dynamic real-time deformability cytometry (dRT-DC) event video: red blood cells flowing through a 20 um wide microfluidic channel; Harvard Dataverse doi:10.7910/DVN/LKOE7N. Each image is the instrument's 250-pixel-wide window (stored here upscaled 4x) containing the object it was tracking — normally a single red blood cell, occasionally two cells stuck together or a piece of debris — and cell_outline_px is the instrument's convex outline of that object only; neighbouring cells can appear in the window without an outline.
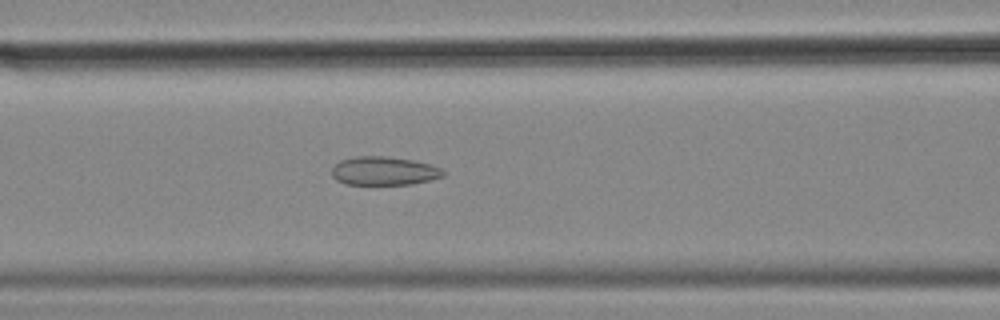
{"species": "common noctule bat (a hibernating species)", "species_latin": "Nyctalus noctula", "temperature_condition": "cold", "stored_images_in_passage": 45, "camera_frame_rate_fps": 3000, "um_per_image_px": 0.085, "animal": {"sex": "female", "body_mass_g": 18.4}, "frame": {"image": 1, "passage_image": 16, "time_ms": 5.0, "image_size_px": [1000, 320], "cell_outline_px": [[444, 176], [412, 184], [348, 184], [336, 180], [332, 176], [332, 168], [340, 160], [356, 156], [384, 156], [412, 160], [432, 164], [440, 168], [444, 172]], "centroid_in_image_um": [32.63, 14.52], "position_along_channel_um": 134.0, "area_um2": 18.44}}
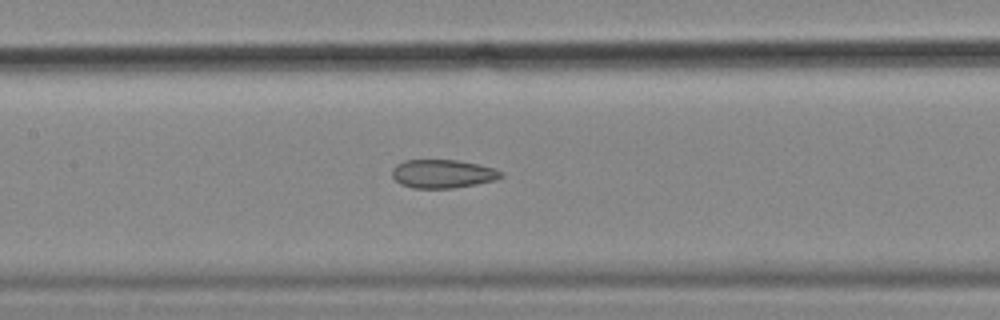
{"frame": {"image": 2, "passage_image": 19, "time_ms": 6.0, "image_size_px": [1000, 320], "cell_outline_px": [[504, 176], [496, 180], [476, 184], [452, 188], [412, 188], [400, 184], [392, 176], [392, 168], [396, 164], [404, 160], [456, 160], [476, 164], [492, 168], [504, 172]], "centroid_in_image_um": [37.61, 14.77], "position_along_channel_um": 169.8, "area_um2": 18.09}}
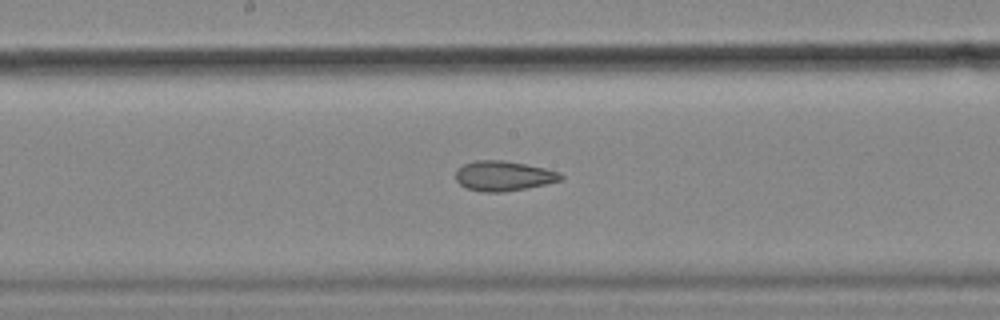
{"frame": {"image": 3, "passage_image": 22, "time_ms": 7.0, "image_size_px": [1000, 320], "cell_outline_px": [[564, 176], [560, 180], [544, 184], [504, 192], [484, 192], [464, 188], [456, 180], [456, 172], [464, 164], [476, 160], [500, 160], [524, 164], [544, 168], [560, 172]], "centroid_in_image_um": [42.77, 14.96], "position_along_channel_um": 205.4, "area_um2": 18.09}, "authors_computed_cell_mechanics": {"area_um2": 19.363, "velocity_mm_per_s": 3.5902, "shape_relaxation_time_tau1_ms": null, "shape_relaxation_time_tau2_ms": 3.0892, "deformation_change_tau1": null, "deformation_change_tau2": 0.1122}}